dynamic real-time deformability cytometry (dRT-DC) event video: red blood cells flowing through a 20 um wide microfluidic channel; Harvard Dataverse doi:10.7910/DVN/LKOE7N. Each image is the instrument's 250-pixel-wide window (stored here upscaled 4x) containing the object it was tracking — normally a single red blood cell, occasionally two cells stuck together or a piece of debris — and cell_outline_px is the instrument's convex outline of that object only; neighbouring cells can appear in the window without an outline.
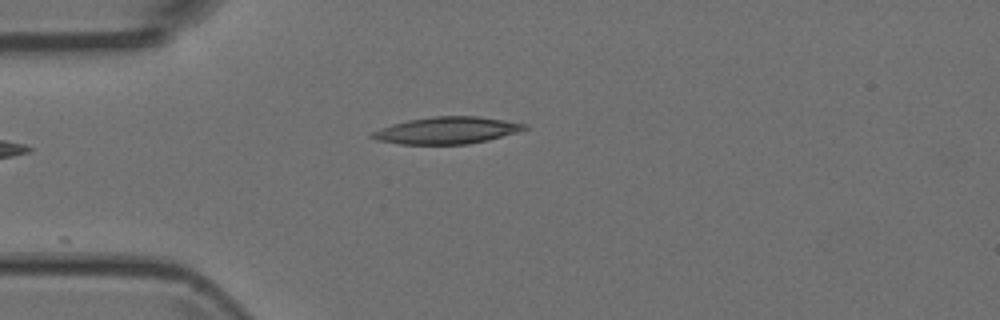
{"species": "Egyptian fruit bat (a non-hibernating species)", "species_latin": "Rousettus aegyptiacus", "temperature_condition": "room temperature", "stored_images_in_passage": 2, "camera_frame_rate_fps": 3000, "um_per_image_px": 0.085, "animal": {"sex": "female"}, "frame": {"image": 1, "passage_image": 2, "time_ms": 0.333, "image_size_px": [1000, 320], "cell_outline_px": [[528, 128], [516, 132], [488, 140], [468, 144], [400, 144], [380, 140], [368, 136], [372, 132], [392, 124], [408, 120], [432, 116], [480, 116], [528, 124]], "centroid_in_image_um": [38.0, 11.07], "position_along_channel_um": 47.0, "area_um2": 23.76}}